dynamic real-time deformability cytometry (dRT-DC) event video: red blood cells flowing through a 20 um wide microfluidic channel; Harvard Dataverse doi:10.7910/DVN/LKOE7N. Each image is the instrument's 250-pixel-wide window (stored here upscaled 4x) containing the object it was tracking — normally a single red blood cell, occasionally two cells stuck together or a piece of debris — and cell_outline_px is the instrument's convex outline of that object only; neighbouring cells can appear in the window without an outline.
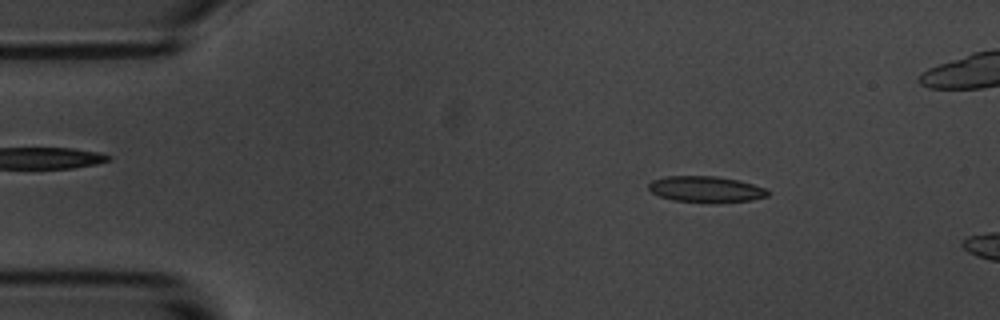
{"species": "common noctule bat (a hibernating species)", "species_latin": "Nyctalus noctula", "temperature_condition": "room temperature", "stored_images_in_passage": 5, "camera_frame_rate_fps": 3000, "um_per_image_px": 0.085, "animal": {"sex": "male", "body_mass_g": 20.1, "forearm_length_mm": 53.5}, "frame": {"image": 1, "passage_image": 3, "time_ms": 2.333, "image_size_px": [1000, 320], "cell_outline_px": [[768, 196], [752, 200], [672, 200], [660, 196], [652, 192], [648, 188], [648, 184], [652, 180], [664, 176], [716, 176], [740, 180], [768, 188]], "centroid_in_image_um": [60.0, 16.03], "position_along_channel_um": 25.0, "area_um2": 17.46}}